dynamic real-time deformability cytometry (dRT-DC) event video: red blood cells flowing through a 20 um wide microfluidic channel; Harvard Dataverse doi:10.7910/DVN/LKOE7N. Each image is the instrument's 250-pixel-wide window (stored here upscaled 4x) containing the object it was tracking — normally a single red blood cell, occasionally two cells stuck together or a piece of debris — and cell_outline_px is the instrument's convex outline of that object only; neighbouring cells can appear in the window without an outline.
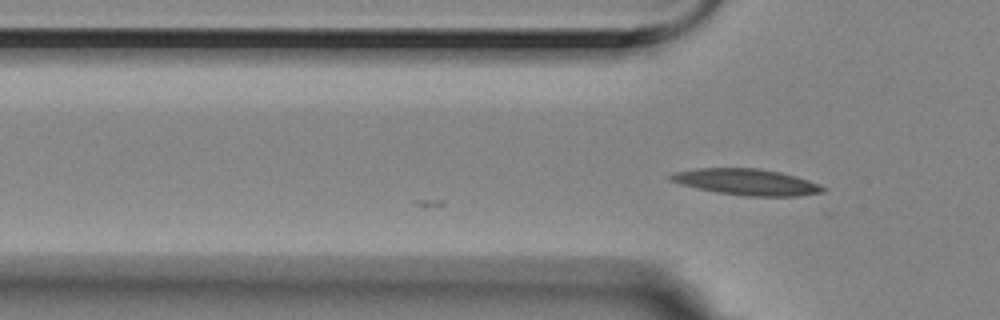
{"species": "Egyptian fruit bat (a non-hibernating species)", "species_latin": "Rousettus aegyptiacus", "temperature_condition": "room temperature", "stored_images_in_passage": 6, "camera_frame_rate_fps": 3000, "um_per_image_px": 0.085, "animal": {"sex": "female"}, "frame": {"image": 1, "passage_image": 4, "time_ms": 1.0, "image_size_px": [1000, 320], "cell_outline_px": [[828, 188], [824, 192], [800, 196], [744, 196], [716, 192], [696, 188], [680, 184], [668, 180], [668, 176], [676, 172], [696, 168], [756, 168], [780, 172], [796, 176], [820, 184]], "centroid_in_image_um": [63.48, 15.47], "position_along_channel_um": 62.3, "area_um2": 23.41}}
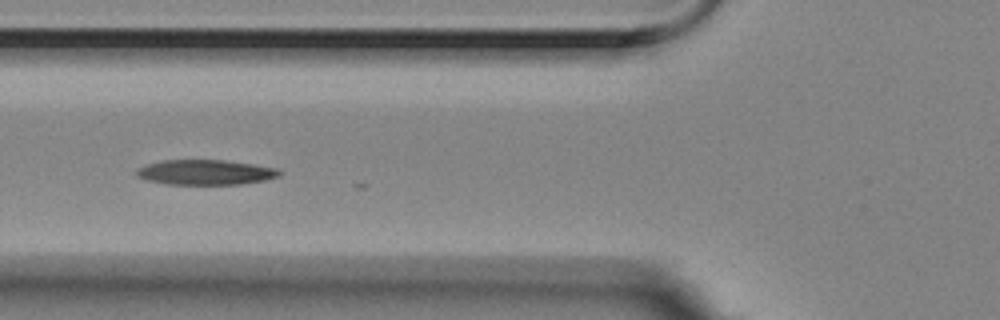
{"frame": {"image": 2, "passage_image": 5, "time_ms": 1.333, "image_size_px": [1000, 320], "cell_outline_px": [[280, 176], [264, 180], [240, 184], [164, 184], [148, 180], [136, 176], [136, 168], [160, 160], [224, 160], [252, 164], [276, 168], [280, 172]], "centroid_in_image_um": [17.42, 14.64], "position_along_channel_um": 108.4, "area_um2": 20.75}}